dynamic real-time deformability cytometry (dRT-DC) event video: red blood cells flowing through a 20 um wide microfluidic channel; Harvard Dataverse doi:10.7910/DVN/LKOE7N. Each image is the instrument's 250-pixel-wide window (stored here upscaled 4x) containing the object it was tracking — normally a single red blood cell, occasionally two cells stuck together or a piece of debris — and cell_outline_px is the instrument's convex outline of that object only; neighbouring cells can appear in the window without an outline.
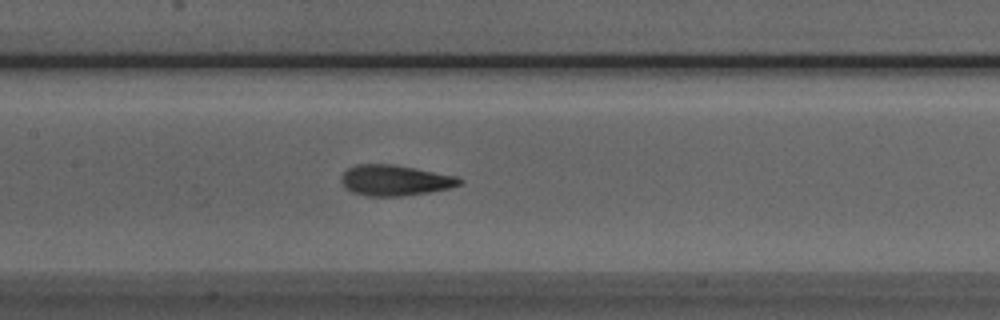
{"species": "Egyptian fruit bat (a non-hibernating species)", "species_latin": "Rousettus aegyptiacus", "temperature_condition": "room temperature", "stored_images_in_passage": 24, "camera_frame_rate_fps": 3000, "um_per_image_px": 0.085, "animal": {"sex": "male"}, "frame": {"image": 1, "passage_image": 11, "time_ms": 3.333, "image_size_px": [1000, 320], "cell_outline_px": [[464, 180], [460, 184], [452, 188], [428, 192], [400, 196], [368, 196], [352, 192], [340, 180], [340, 176], [348, 168], [356, 164], [392, 164], [456, 176]], "centroid_in_image_um": [33.57, 15.32], "position_along_channel_um": 173.8, "area_um2": 20.98}}
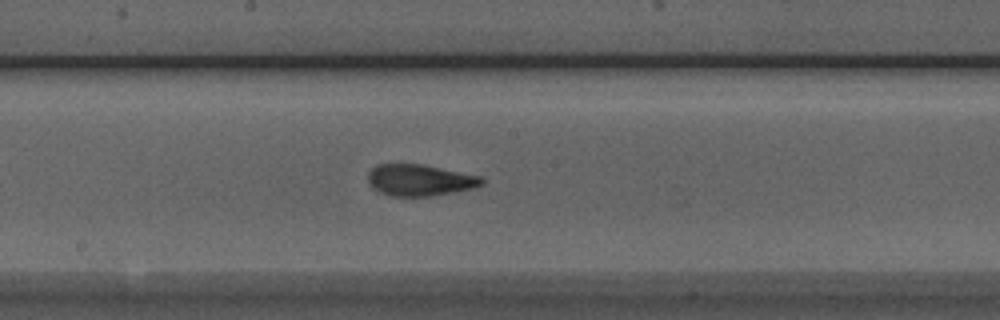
{"frame": {"image": 2, "passage_image": 14, "time_ms": 4.333, "image_size_px": [1000, 320], "cell_outline_px": [[484, 184], [472, 188], [432, 196], [388, 196], [372, 188], [368, 184], [368, 172], [376, 164], [420, 164], [480, 176], [484, 180]], "centroid_in_image_um": [35.63, 15.32], "position_along_channel_um": 212.6, "area_um2": 20.81}}